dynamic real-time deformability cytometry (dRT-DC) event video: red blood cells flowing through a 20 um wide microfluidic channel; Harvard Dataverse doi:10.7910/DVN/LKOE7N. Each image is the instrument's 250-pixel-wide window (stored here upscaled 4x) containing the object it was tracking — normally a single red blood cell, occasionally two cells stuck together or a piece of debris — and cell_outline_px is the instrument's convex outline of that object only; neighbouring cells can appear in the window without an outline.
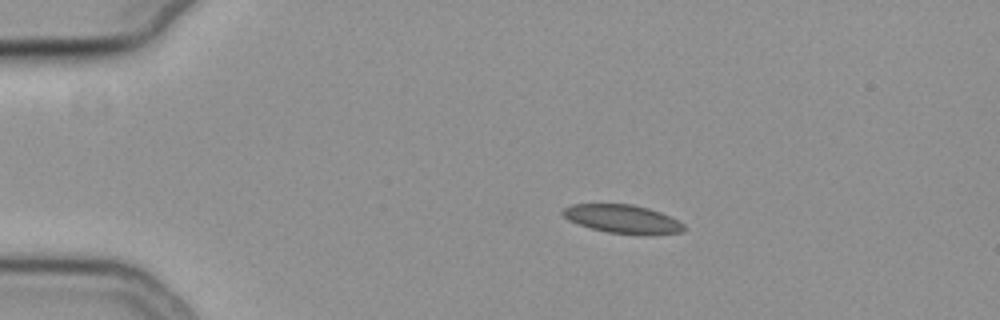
{"species": "common noctule bat (a hibernating species)", "species_latin": "Nyctalus noctula", "temperature_condition": "cold", "stored_images_in_passage": 16, "camera_frame_rate_fps": 3000, "um_per_image_px": 0.085, "animal": {"sex": "female", "body_mass_g": 19.3, "forearm_length_mm": 54.1}, "frame": {"image": 1, "passage_image": 1, "time_ms": 0.0, "image_size_px": [1000, 320], "cell_outline_px": [[684, 228], [680, 232], [648, 236], [640, 236], [608, 232], [592, 228], [568, 220], [560, 212], [564, 208], [572, 204], [632, 204], [648, 208], [660, 212], [684, 224]], "centroid_in_image_um": [52.92, 18.63], "position_along_channel_um": 32.1, "area_um2": 20.17}}
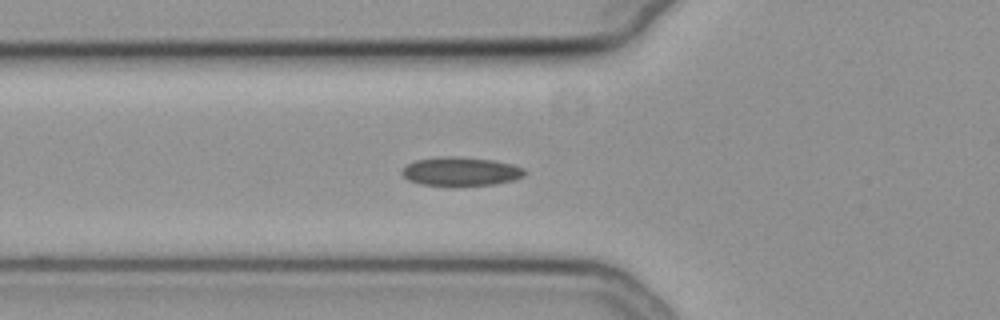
{"frame": {"image": 2, "passage_image": 10, "time_ms": 3.0, "image_size_px": [1000, 320], "cell_outline_px": [[528, 172], [524, 176], [516, 180], [496, 184], [452, 188], [420, 184], [408, 180], [400, 172], [408, 164], [416, 160], [448, 156], [452, 156], [492, 160], [512, 164], [524, 168]], "centroid_in_image_um": [39.2, 14.62], "position_along_channel_um": 86.6, "area_um2": 21.21}}
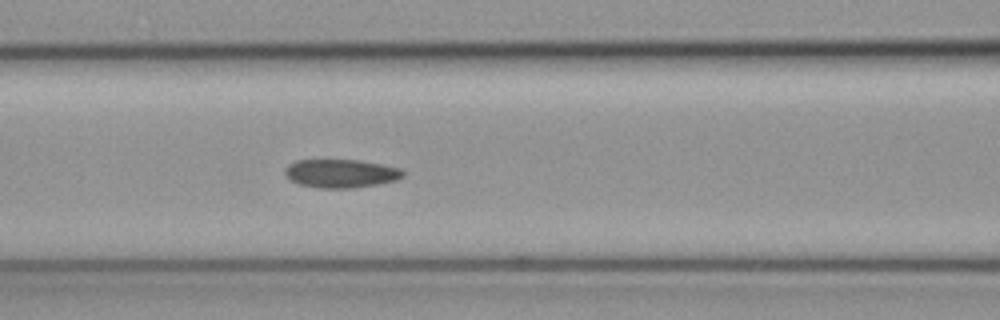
{"frame": {"image": 3, "passage_image": 14, "time_ms": 4.333, "image_size_px": [1000, 320], "cell_outline_px": [[404, 176], [396, 180], [356, 188], [316, 188], [300, 184], [292, 180], [284, 172], [284, 168], [288, 164], [296, 160], [360, 160], [400, 168], [404, 172]], "centroid_in_image_um": [28.97, 14.74], "position_along_channel_um": 137.6, "area_um2": 19.54}}